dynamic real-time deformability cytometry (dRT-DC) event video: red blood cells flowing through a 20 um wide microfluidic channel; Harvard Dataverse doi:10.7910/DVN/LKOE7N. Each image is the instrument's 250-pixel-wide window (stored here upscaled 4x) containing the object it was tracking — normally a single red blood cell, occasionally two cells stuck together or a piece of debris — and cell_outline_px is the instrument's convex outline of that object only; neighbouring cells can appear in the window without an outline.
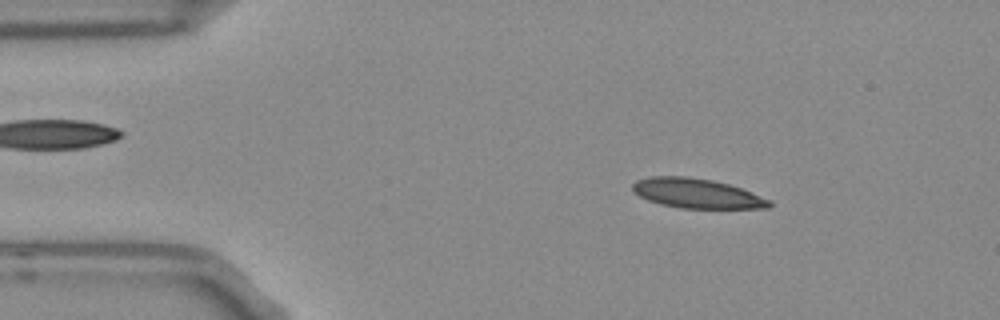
{"species": "Egyptian fruit bat (a non-hibernating species)", "species_latin": "Rousettus aegyptiacus", "temperature_condition": "room temperature", "stored_images_in_passage": 52, "camera_frame_rate_fps": 3000, "um_per_image_px": 0.085, "frame": {"image": 1, "passage_image": 7, "time_ms": 2.0, "image_size_px": [1000, 320], "cell_outline_px": [[772, 204], [768, 208], [680, 208], [660, 204], [648, 200], [632, 192], [632, 184], [636, 180], [652, 176], [684, 176], [712, 180], [728, 184], [740, 188], [768, 200]], "centroid_in_image_um": [59.15, 16.43], "position_along_channel_um": 25.9, "area_um2": 23.35}}
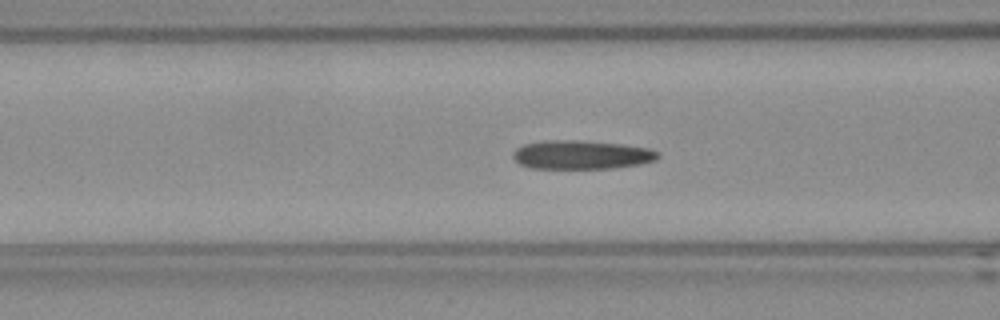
{"frame": {"image": 2, "passage_image": 19, "time_ms": 6.0, "image_size_px": [1000, 320], "cell_outline_px": [[660, 156], [656, 160], [640, 164], [612, 168], [532, 168], [520, 164], [512, 156], [512, 152], [516, 148], [524, 144], [544, 140], [580, 140], [624, 144], [648, 148], [660, 152]], "centroid_in_image_um": [49.44, 13.14], "position_along_channel_um": 117.2, "area_um2": 24.45}}
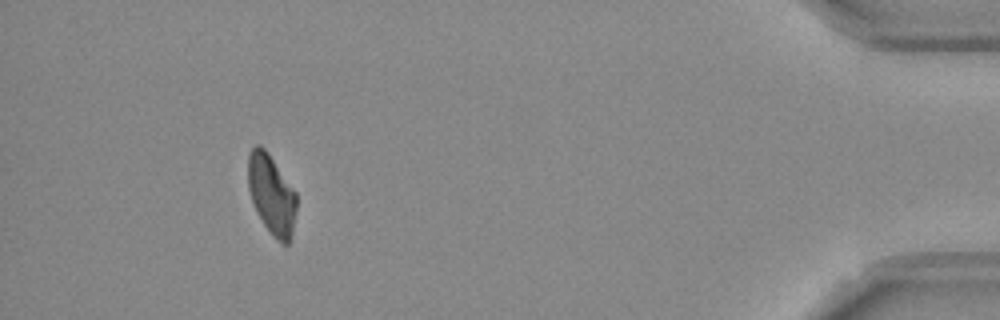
{"frame": {"image": 3, "passage_image": 48, "time_ms": 15.667, "image_size_px": [1000, 320], "cell_outline_px": [[296, 208], [292, 236], [288, 244], [284, 244], [276, 240], [264, 224], [252, 200], [248, 188], [248, 152], [256, 144], [260, 144], [268, 152], [296, 192]], "centroid_in_image_um": [23.08, 16.51], "position_along_channel_um": 412.1, "area_um2": 22.43}}